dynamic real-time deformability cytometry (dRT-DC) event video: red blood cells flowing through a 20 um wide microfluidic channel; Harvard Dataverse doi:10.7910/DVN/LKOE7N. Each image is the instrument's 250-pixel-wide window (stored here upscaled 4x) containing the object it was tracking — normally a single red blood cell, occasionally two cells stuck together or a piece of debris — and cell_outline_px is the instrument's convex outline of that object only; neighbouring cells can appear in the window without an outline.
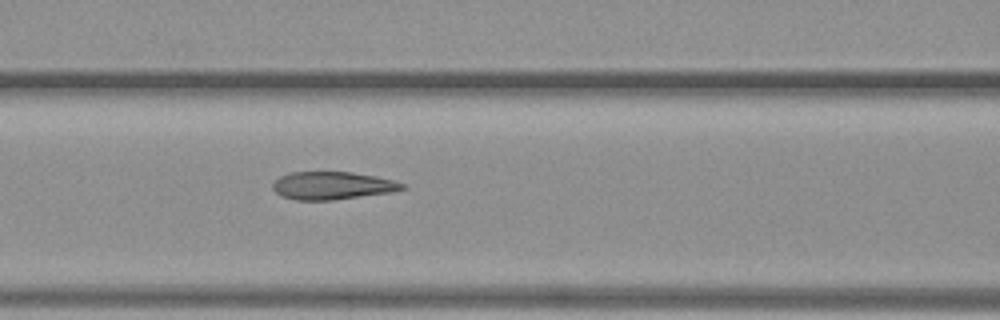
{"species": "common noctule bat (a hibernating species)", "species_latin": "Nyctalus noctula", "temperature_condition": "warm", "stored_images_in_passage": 15, "camera_frame_rate_fps": 3000, "um_per_image_px": 0.085, "animal": {"sex": "female", "body_mass_g": 19.3, "forearm_length_mm": 54.1}, "frame": {"image": 1, "passage_image": 6, "time_ms": 1.667, "image_size_px": [1000, 320], "cell_outline_px": [[408, 188], [392, 192], [332, 200], [296, 200], [280, 196], [272, 188], [272, 184], [280, 176], [288, 172], [352, 172], [376, 176], [392, 180], [404, 184]], "centroid_in_image_um": [28.23, 15.77], "position_along_channel_um": 138.4, "area_um2": 21.04}}